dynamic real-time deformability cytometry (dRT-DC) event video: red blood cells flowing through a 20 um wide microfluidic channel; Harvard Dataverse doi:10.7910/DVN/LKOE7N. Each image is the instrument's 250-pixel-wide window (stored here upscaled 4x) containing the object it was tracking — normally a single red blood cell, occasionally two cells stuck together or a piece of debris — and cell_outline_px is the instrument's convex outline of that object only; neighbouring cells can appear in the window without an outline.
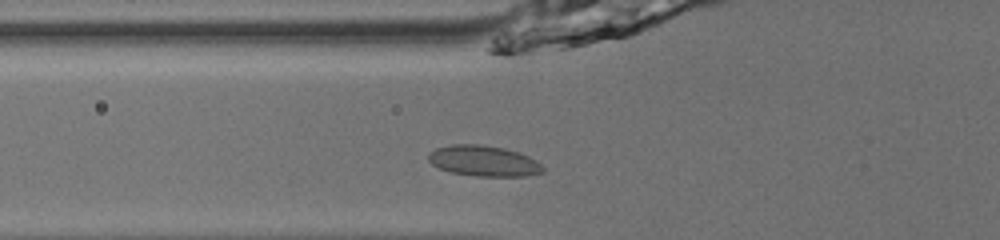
{"species": "common noctule bat (a hibernating species)", "species_latin": "Nyctalus noctula", "temperature_condition": "room temperature", "stored_images_in_passage": 33, "camera_frame_rate_fps": 3000, "um_per_image_px": 0.085, "animal": {"sex": "male", "body_mass_g": 13.0, "forearm_length_mm": 53.1}, "frame": {"image": 1, "passage_image": 2, "time_ms": 0.333, "image_size_px": [1000, 240], "cell_outline_px": [[544, 172], [528, 176], [476, 176], [452, 172], [436, 168], [428, 160], [428, 152], [436, 148], [452, 144], [480, 144], [504, 148], [528, 156], [536, 160], [544, 168]], "centroid_in_image_um": [41.09, 13.68], "position_along_channel_um": 84.7, "area_um2": 20.58}}
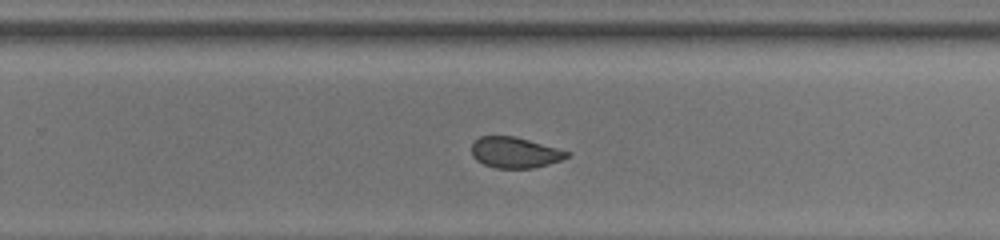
{"frame": {"image": 2, "passage_image": 17, "time_ms": 5.333, "image_size_px": [1000, 240], "cell_outline_px": [[572, 156], [548, 164], [532, 168], [496, 168], [484, 164], [476, 160], [472, 156], [472, 144], [480, 136], [516, 136], [572, 152]], "centroid_in_image_um": [43.8, 12.96], "position_along_channel_um": 286.0, "area_um2": 17.22}}
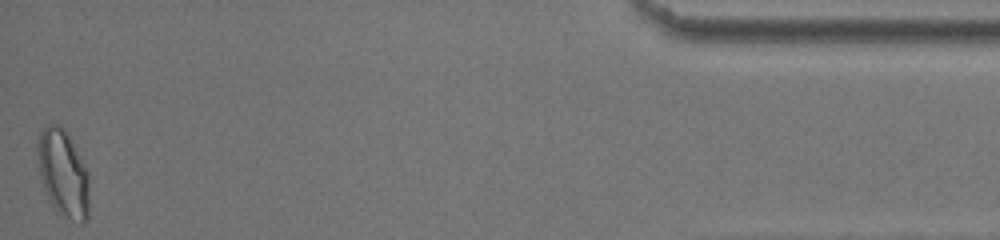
{"frame": {"image": 3, "passage_image": 33, "time_ms": 10.667, "image_size_px": [1000, 240], "cell_outline_px": [[88, 220], [84, 224], [80, 224], [56, 212], [44, 188], [40, 176], [36, 148], [36, 144], [40, 132], [48, 124], [60, 124], [64, 128], [84, 164], [88, 172]], "centroid_in_image_um": [5.36, 14.75], "position_along_channel_um": 429.8, "area_um2": 26.24}, "authors_computed_cell_mechanics": {"area_um2": 18.785, "velocity_mm_per_s": 4.0152, "shape_relaxation_time_tau1_ms": 5.475, "shape_relaxation_time_tau2_ms": 1.5371, "deformation_change_tau1": 0.1113, "deformation_change_tau2": 0.0489}}